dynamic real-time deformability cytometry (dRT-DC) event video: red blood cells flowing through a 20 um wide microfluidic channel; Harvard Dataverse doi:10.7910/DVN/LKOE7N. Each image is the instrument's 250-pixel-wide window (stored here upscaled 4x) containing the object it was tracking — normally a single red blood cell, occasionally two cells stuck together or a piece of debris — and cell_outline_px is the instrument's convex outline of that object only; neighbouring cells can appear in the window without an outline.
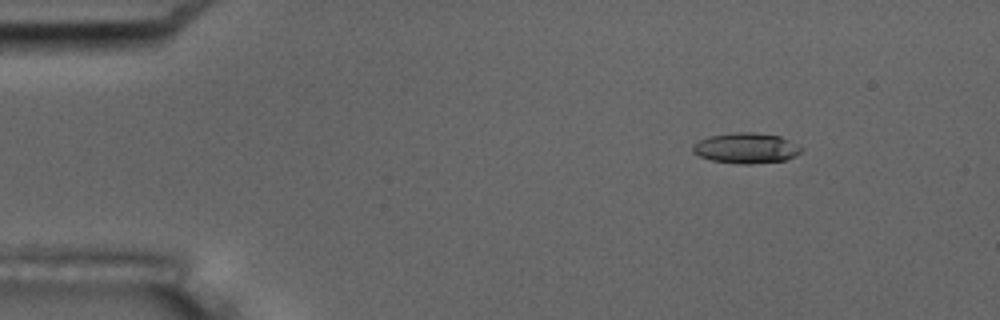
{"species": "common noctule bat (a hibernating species)", "species_latin": "Nyctalus noctula", "temperature_condition": "room temperature", "stored_images_in_passage": 2, "camera_frame_rate_fps": 3000, "um_per_image_px": 0.085, "animal": {"sex": "male", "body_mass_g": 17.5, "forearm_length_mm": 52.3}, "frame": {"image": 1, "passage_image": 1, "time_ms": 0.0, "image_size_px": [1000, 320], "cell_outline_px": [[804, 148], [796, 156], [784, 160], [752, 164], [736, 164], [712, 160], [700, 156], [692, 152], [692, 144], [708, 136], [736, 132], [752, 132], [780, 136]], "centroid_in_image_um": [63.4, 12.59], "position_along_channel_um": 21.6, "area_um2": 19.31}}